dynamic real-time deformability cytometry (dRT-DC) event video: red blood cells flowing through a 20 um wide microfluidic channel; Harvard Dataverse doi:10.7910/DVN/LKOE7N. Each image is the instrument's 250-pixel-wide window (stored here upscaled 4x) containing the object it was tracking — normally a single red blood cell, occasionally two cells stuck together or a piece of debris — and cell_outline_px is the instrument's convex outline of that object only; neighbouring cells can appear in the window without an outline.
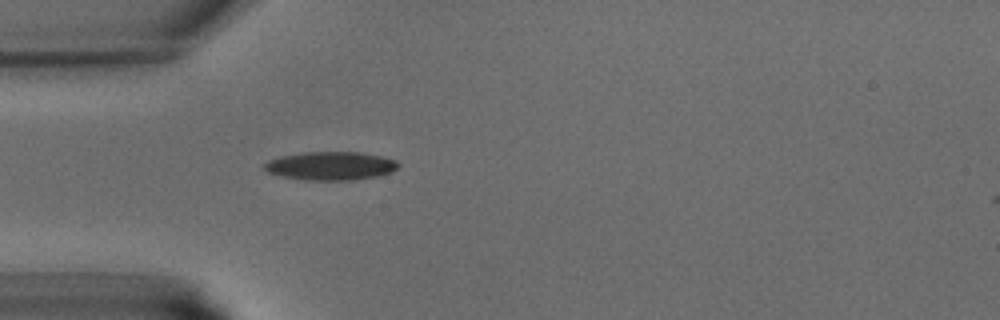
{"species": "common noctule bat (a hibernating species)", "species_latin": "Nyctalus noctula", "temperature_condition": "warm", "stored_images_in_passage": 2, "camera_frame_rate_fps": 3000, "um_per_image_px": 0.085, "animal": {"sex": "male", "body_mass_g": 15.6}, "frame": {"image": 1, "passage_image": 1, "time_ms": 0.0, "image_size_px": [1000, 320], "cell_outline_px": [[400, 164], [392, 172], [376, 176], [352, 180], [304, 180], [284, 176], [268, 172], [260, 164], [268, 160], [280, 156], [304, 152], [360, 152], [380, 156], [396, 160]], "centroid_in_image_um": [28.08, 14.09], "position_along_channel_um": 56.9, "area_um2": 22.2}}